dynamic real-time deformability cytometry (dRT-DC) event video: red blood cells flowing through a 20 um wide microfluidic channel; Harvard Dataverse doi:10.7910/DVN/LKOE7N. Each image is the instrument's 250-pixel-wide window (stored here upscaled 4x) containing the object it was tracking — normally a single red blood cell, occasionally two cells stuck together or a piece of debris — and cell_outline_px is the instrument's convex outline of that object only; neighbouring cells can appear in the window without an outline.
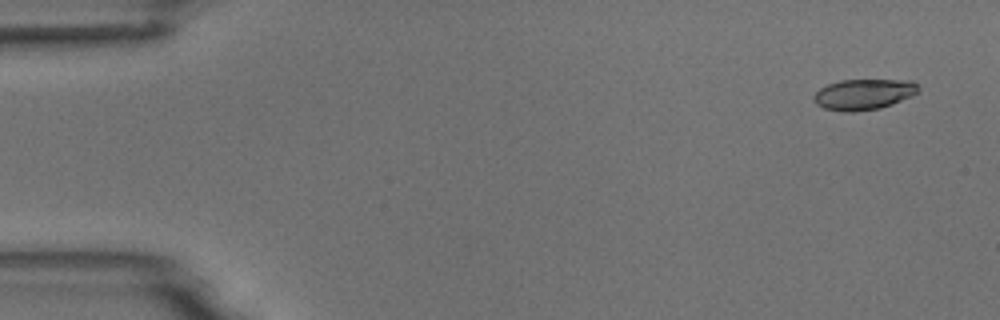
{"species": "common noctule bat (a hibernating species)", "species_latin": "Nyctalus noctula", "temperature_condition": "room temperature", "stored_images_in_passage": 4, "camera_frame_rate_fps": 3000, "um_per_image_px": 0.085, "animal": {"sex": "male", "body_mass_g": 18.8}, "frame": {"image": 1, "passage_image": 1, "time_ms": 0.0, "image_size_px": [1000, 320], "cell_outline_px": [[920, 88], [912, 96], [892, 104], [880, 108], [852, 112], [844, 112], [824, 108], [816, 104], [812, 100], [812, 96], [820, 88], [828, 84], [840, 80], [912, 80]], "centroid_in_image_um": [73.38, 8.02], "position_along_channel_um": 11.6, "area_um2": 18.79}}